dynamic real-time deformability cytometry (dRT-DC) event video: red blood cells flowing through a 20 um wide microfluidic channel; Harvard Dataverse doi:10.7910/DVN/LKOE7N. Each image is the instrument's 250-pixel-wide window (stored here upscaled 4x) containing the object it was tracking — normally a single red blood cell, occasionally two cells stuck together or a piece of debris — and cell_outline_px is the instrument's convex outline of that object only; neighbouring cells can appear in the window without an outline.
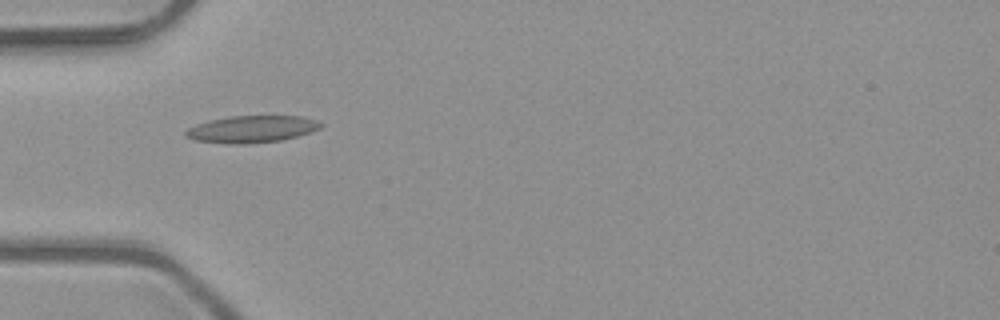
{"species": "common noctule bat (a hibernating species)", "species_latin": "Nyctalus noctula", "temperature_condition": "room temperature", "stored_images_in_passage": 9, "camera_frame_rate_fps": 3000, "um_per_image_px": 0.085, "animal": {"sex": "male", "body_mass_g": 23.1, "forearm_length_mm": 52.7}, "frame": {"image": 1, "passage_image": 6, "time_ms": 1.667, "image_size_px": [1000, 320], "cell_outline_px": [[324, 124], [320, 128], [296, 136], [280, 140], [240, 144], [232, 144], [192, 140], [184, 136], [184, 132], [188, 128], [196, 124], [208, 120], [232, 116], [304, 116], [316, 120]], "centroid_in_image_um": [21.35, 10.97], "position_along_channel_um": 63.7, "area_um2": 21.15}}
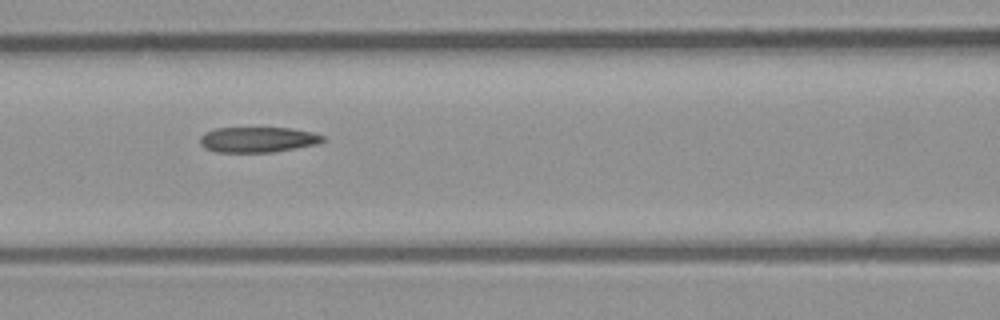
{"frame": {"image": 2, "passage_image": 8, "time_ms": 2.333, "image_size_px": [1000, 320], "cell_outline_px": [[328, 140], [320, 144], [272, 152], [216, 152], [204, 148], [200, 144], [200, 136], [204, 132], [216, 128], [292, 128], [312, 132], [324, 136]], "centroid_in_image_um": [21.94, 11.87], "position_along_channel_um": 144.7, "area_um2": 18.44}}
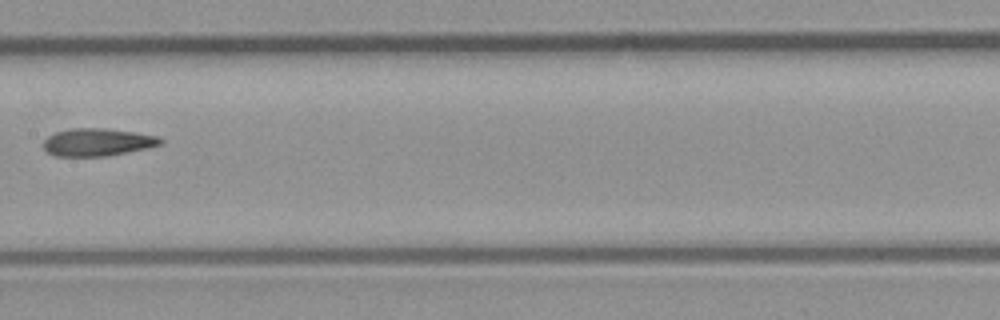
{"frame": {"image": 3, "passage_image": 9, "time_ms": 2.667, "image_size_px": [1000, 320], "cell_outline_px": [[164, 144], [148, 148], [108, 156], [56, 156], [48, 152], [44, 148], [44, 140], [48, 136], [56, 132], [72, 128], [104, 128], [136, 132], [156, 136], [164, 140]], "centroid_in_image_um": [8.32, 12.08], "position_along_channel_um": 199.1, "area_um2": 18.9}}